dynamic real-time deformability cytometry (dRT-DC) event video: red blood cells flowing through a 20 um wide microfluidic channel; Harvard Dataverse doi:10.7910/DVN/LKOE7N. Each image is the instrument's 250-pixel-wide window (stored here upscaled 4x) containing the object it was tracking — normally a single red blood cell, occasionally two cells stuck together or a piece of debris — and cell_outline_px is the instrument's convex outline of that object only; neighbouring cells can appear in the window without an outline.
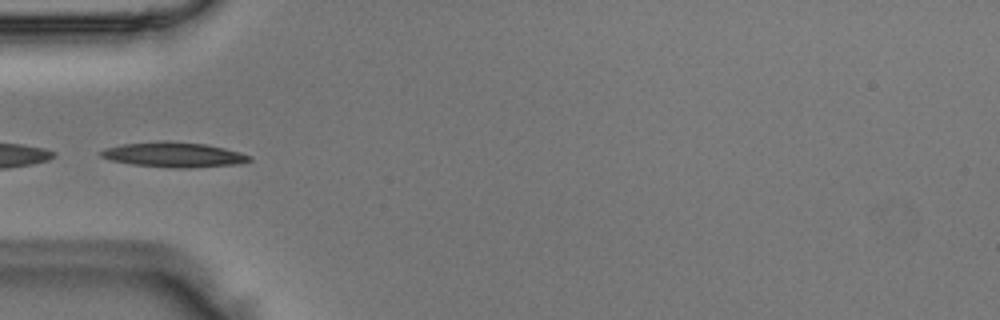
{"species": "Egyptian fruit bat (a non-hibernating species)", "species_latin": "Rousettus aegyptiacus", "temperature_condition": "room temperature", "stored_images_in_passage": 3, "camera_frame_rate_fps": 3000, "um_per_image_px": 0.085, "animal": {"sex": "male"}, "frame": {"image": 1, "passage_image": 3, "time_ms": 0.667, "image_size_px": [1000, 320], "cell_outline_px": [[252, 160], [240, 164], [192, 168], [172, 168], [132, 164], [112, 160], [100, 156], [96, 152], [104, 148], [124, 144], [156, 140], [168, 140], [208, 144], [240, 152], [252, 156]], "centroid_in_image_um": [14.78, 13.14], "position_along_channel_um": 70.2, "area_um2": 22.08}}